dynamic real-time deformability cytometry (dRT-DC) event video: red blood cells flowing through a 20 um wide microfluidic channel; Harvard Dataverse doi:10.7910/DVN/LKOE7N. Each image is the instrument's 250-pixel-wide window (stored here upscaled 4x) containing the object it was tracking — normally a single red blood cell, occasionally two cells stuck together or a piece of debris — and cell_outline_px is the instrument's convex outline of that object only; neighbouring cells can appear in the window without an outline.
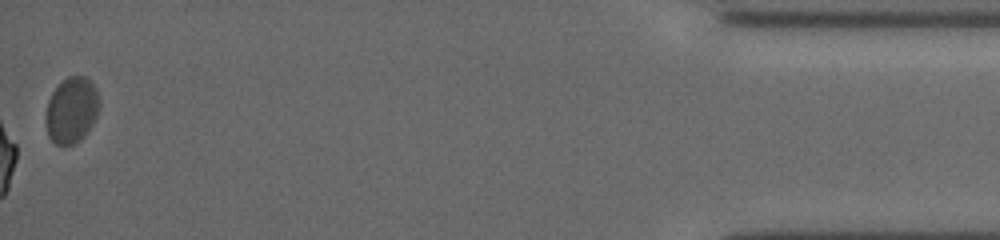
{"species": "common noctule bat (a hibernating species)", "species_latin": "Nyctalus noctula", "temperature_condition": "cold", "stored_images_in_passage": 57, "camera_frame_rate_fps": 3000, "um_per_image_px": 0.085, "animal": {"sex": "female", "body_mass_g": 19.5, "forearm_length_mm": 54.1}, "frame": {"image": 1, "passage_image": 57, "time_ms": 19.333, "image_size_px": [1000, 240], "cell_outline_px": [[100, 104], [96, 116], [92, 124], [84, 136], [80, 140], [72, 144], [56, 144], [48, 136], [48, 100], [52, 92], [68, 76], [84, 76], [96, 88], [100, 100]], "centroid_in_image_um": [6.13, 9.35], "position_along_channel_um": 429.1, "area_um2": 20.0}, "authors_computed_cell_mechanics": {"area_um2": 20.4034, "velocity_mm_per_s": 3.7475, "shape_relaxation_time_tau1_ms": null, "shape_relaxation_time_tau2_ms": 2.8373, "deformation_change_tau1": null, "deformation_change_tau2": 0.0789}}